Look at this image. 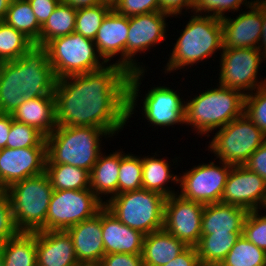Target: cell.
Instances as JSON below:
<instances>
[{
    "label": "cell",
    "mask_w": 266,
    "mask_h": 266,
    "mask_svg": "<svg viewBox=\"0 0 266 266\" xmlns=\"http://www.w3.org/2000/svg\"><path fill=\"white\" fill-rule=\"evenodd\" d=\"M236 18H221L223 48L259 49L263 28V1L253 3Z\"/></svg>",
    "instance_id": "obj_17"
},
{
    "label": "cell",
    "mask_w": 266,
    "mask_h": 266,
    "mask_svg": "<svg viewBox=\"0 0 266 266\" xmlns=\"http://www.w3.org/2000/svg\"><path fill=\"white\" fill-rule=\"evenodd\" d=\"M12 121L11 114L0 113V149L6 148Z\"/></svg>",
    "instance_id": "obj_48"
},
{
    "label": "cell",
    "mask_w": 266,
    "mask_h": 266,
    "mask_svg": "<svg viewBox=\"0 0 266 266\" xmlns=\"http://www.w3.org/2000/svg\"><path fill=\"white\" fill-rule=\"evenodd\" d=\"M143 99L142 112L152 125L165 128L185 123V101L170 87H153Z\"/></svg>",
    "instance_id": "obj_18"
},
{
    "label": "cell",
    "mask_w": 266,
    "mask_h": 266,
    "mask_svg": "<svg viewBox=\"0 0 266 266\" xmlns=\"http://www.w3.org/2000/svg\"><path fill=\"white\" fill-rule=\"evenodd\" d=\"M102 4L111 6L112 8L118 2V0H100Z\"/></svg>",
    "instance_id": "obj_52"
},
{
    "label": "cell",
    "mask_w": 266,
    "mask_h": 266,
    "mask_svg": "<svg viewBox=\"0 0 266 266\" xmlns=\"http://www.w3.org/2000/svg\"><path fill=\"white\" fill-rule=\"evenodd\" d=\"M203 211V204L186 200L179 192L171 195L165 201L163 229L187 246H196L201 237Z\"/></svg>",
    "instance_id": "obj_14"
},
{
    "label": "cell",
    "mask_w": 266,
    "mask_h": 266,
    "mask_svg": "<svg viewBox=\"0 0 266 266\" xmlns=\"http://www.w3.org/2000/svg\"><path fill=\"white\" fill-rule=\"evenodd\" d=\"M44 47L57 80L93 72L107 64L98 54L94 41L75 31L52 39Z\"/></svg>",
    "instance_id": "obj_8"
},
{
    "label": "cell",
    "mask_w": 266,
    "mask_h": 266,
    "mask_svg": "<svg viewBox=\"0 0 266 266\" xmlns=\"http://www.w3.org/2000/svg\"><path fill=\"white\" fill-rule=\"evenodd\" d=\"M76 13V8L60 1L48 20L41 26L39 46H45L54 38L73 33L75 31Z\"/></svg>",
    "instance_id": "obj_30"
},
{
    "label": "cell",
    "mask_w": 266,
    "mask_h": 266,
    "mask_svg": "<svg viewBox=\"0 0 266 266\" xmlns=\"http://www.w3.org/2000/svg\"><path fill=\"white\" fill-rule=\"evenodd\" d=\"M112 9L126 17L161 11L158 0H118Z\"/></svg>",
    "instance_id": "obj_42"
},
{
    "label": "cell",
    "mask_w": 266,
    "mask_h": 266,
    "mask_svg": "<svg viewBox=\"0 0 266 266\" xmlns=\"http://www.w3.org/2000/svg\"><path fill=\"white\" fill-rule=\"evenodd\" d=\"M219 266H266V251L241 235Z\"/></svg>",
    "instance_id": "obj_33"
},
{
    "label": "cell",
    "mask_w": 266,
    "mask_h": 266,
    "mask_svg": "<svg viewBox=\"0 0 266 266\" xmlns=\"http://www.w3.org/2000/svg\"><path fill=\"white\" fill-rule=\"evenodd\" d=\"M4 22L39 45L41 25L28 0H11Z\"/></svg>",
    "instance_id": "obj_32"
},
{
    "label": "cell",
    "mask_w": 266,
    "mask_h": 266,
    "mask_svg": "<svg viewBox=\"0 0 266 266\" xmlns=\"http://www.w3.org/2000/svg\"><path fill=\"white\" fill-rule=\"evenodd\" d=\"M188 246L164 229L145 235L143 266H162L176 258Z\"/></svg>",
    "instance_id": "obj_25"
},
{
    "label": "cell",
    "mask_w": 266,
    "mask_h": 266,
    "mask_svg": "<svg viewBox=\"0 0 266 266\" xmlns=\"http://www.w3.org/2000/svg\"><path fill=\"white\" fill-rule=\"evenodd\" d=\"M166 197L145 189L117 194L105 207L124 225L144 235L163 229Z\"/></svg>",
    "instance_id": "obj_7"
},
{
    "label": "cell",
    "mask_w": 266,
    "mask_h": 266,
    "mask_svg": "<svg viewBox=\"0 0 266 266\" xmlns=\"http://www.w3.org/2000/svg\"><path fill=\"white\" fill-rule=\"evenodd\" d=\"M97 266H143L142 254H105Z\"/></svg>",
    "instance_id": "obj_43"
},
{
    "label": "cell",
    "mask_w": 266,
    "mask_h": 266,
    "mask_svg": "<svg viewBox=\"0 0 266 266\" xmlns=\"http://www.w3.org/2000/svg\"><path fill=\"white\" fill-rule=\"evenodd\" d=\"M104 206L90 188L54 190L46 216V231H66L94 217Z\"/></svg>",
    "instance_id": "obj_10"
},
{
    "label": "cell",
    "mask_w": 266,
    "mask_h": 266,
    "mask_svg": "<svg viewBox=\"0 0 266 266\" xmlns=\"http://www.w3.org/2000/svg\"><path fill=\"white\" fill-rule=\"evenodd\" d=\"M244 108L242 92L218 84L185 102V124L194 127L200 136L205 135L242 116Z\"/></svg>",
    "instance_id": "obj_4"
},
{
    "label": "cell",
    "mask_w": 266,
    "mask_h": 266,
    "mask_svg": "<svg viewBox=\"0 0 266 266\" xmlns=\"http://www.w3.org/2000/svg\"><path fill=\"white\" fill-rule=\"evenodd\" d=\"M47 147L3 148L0 150V189L45 173Z\"/></svg>",
    "instance_id": "obj_16"
},
{
    "label": "cell",
    "mask_w": 266,
    "mask_h": 266,
    "mask_svg": "<svg viewBox=\"0 0 266 266\" xmlns=\"http://www.w3.org/2000/svg\"><path fill=\"white\" fill-rule=\"evenodd\" d=\"M129 30V17L119 15L113 9L104 18L94 39L98 54L108 64L110 59L120 53L115 64L126 70V44Z\"/></svg>",
    "instance_id": "obj_20"
},
{
    "label": "cell",
    "mask_w": 266,
    "mask_h": 266,
    "mask_svg": "<svg viewBox=\"0 0 266 266\" xmlns=\"http://www.w3.org/2000/svg\"><path fill=\"white\" fill-rule=\"evenodd\" d=\"M56 82L47 49L34 44L20 58L0 63V113L12 114L26 99L54 96Z\"/></svg>",
    "instance_id": "obj_2"
},
{
    "label": "cell",
    "mask_w": 266,
    "mask_h": 266,
    "mask_svg": "<svg viewBox=\"0 0 266 266\" xmlns=\"http://www.w3.org/2000/svg\"><path fill=\"white\" fill-rule=\"evenodd\" d=\"M10 2L11 0H0V21L1 22H3L6 17Z\"/></svg>",
    "instance_id": "obj_51"
},
{
    "label": "cell",
    "mask_w": 266,
    "mask_h": 266,
    "mask_svg": "<svg viewBox=\"0 0 266 266\" xmlns=\"http://www.w3.org/2000/svg\"><path fill=\"white\" fill-rule=\"evenodd\" d=\"M259 211H248L243 223V235L258 248L266 251V215H259Z\"/></svg>",
    "instance_id": "obj_40"
},
{
    "label": "cell",
    "mask_w": 266,
    "mask_h": 266,
    "mask_svg": "<svg viewBox=\"0 0 266 266\" xmlns=\"http://www.w3.org/2000/svg\"><path fill=\"white\" fill-rule=\"evenodd\" d=\"M142 189L155 191L163 196L170 197L171 195L177 194L174 190H170L167 185L169 180L178 184L179 177L170 172V165L168 161L164 160V158H156L154 157H142ZM166 186V187H165Z\"/></svg>",
    "instance_id": "obj_28"
},
{
    "label": "cell",
    "mask_w": 266,
    "mask_h": 266,
    "mask_svg": "<svg viewBox=\"0 0 266 266\" xmlns=\"http://www.w3.org/2000/svg\"><path fill=\"white\" fill-rule=\"evenodd\" d=\"M158 2L161 12H165L173 17L182 14L184 8L185 11L192 9L191 11L194 12L196 0H158Z\"/></svg>",
    "instance_id": "obj_46"
},
{
    "label": "cell",
    "mask_w": 266,
    "mask_h": 266,
    "mask_svg": "<svg viewBox=\"0 0 266 266\" xmlns=\"http://www.w3.org/2000/svg\"><path fill=\"white\" fill-rule=\"evenodd\" d=\"M0 266H4V259H3V256H2L1 249H0Z\"/></svg>",
    "instance_id": "obj_53"
},
{
    "label": "cell",
    "mask_w": 266,
    "mask_h": 266,
    "mask_svg": "<svg viewBox=\"0 0 266 266\" xmlns=\"http://www.w3.org/2000/svg\"><path fill=\"white\" fill-rule=\"evenodd\" d=\"M144 73H129L111 63L58 79L54 90L57 126H92L111 136L118 134L134 114Z\"/></svg>",
    "instance_id": "obj_1"
},
{
    "label": "cell",
    "mask_w": 266,
    "mask_h": 266,
    "mask_svg": "<svg viewBox=\"0 0 266 266\" xmlns=\"http://www.w3.org/2000/svg\"><path fill=\"white\" fill-rule=\"evenodd\" d=\"M193 14L195 15L191 16L174 44L165 66V73L198 64L223 48L221 19L210 15Z\"/></svg>",
    "instance_id": "obj_5"
},
{
    "label": "cell",
    "mask_w": 266,
    "mask_h": 266,
    "mask_svg": "<svg viewBox=\"0 0 266 266\" xmlns=\"http://www.w3.org/2000/svg\"><path fill=\"white\" fill-rule=\"evenodd\" d=\"M111 10L112 7L106 4L77 9L75 32L94 41L104 18Z\"/></svg>",
    "instance_id": "obj_36"
},
{
    "label": "cell",
    "mask_w": 266,
    "mask_h": 266,
    "mask_svg": "<svg viewBox=\"0 0 266 266\" xmlns=\"http://www.w3.org/2000/svg\"><path fill=\"white\" fill-rule=\"evenodd\" d=\"M221 166L210 164H198L190 171L180 175L178 183L181 187L180 196L186 200L208 205L221 202V197L226 185L232 165L220 161Z\"/></svg>",
    "instance_id": "obj_12"
},
{
    "label": "cell",
    "mask_w": 266,
    "mask_h": 266,
    "mask_svg": "<svg viewBox=\"0 0 266 266\" xmlns=\"http://www.w3.org/2000/svg\"><path fill=\"white\" fill-rule=\"evenodd\" d=\"M265 141L264 133L244 113L219 128L208 148L220 161L237 166L244 165Z\"/></svg>",
    "instance_id": "obj_9"
},
{
    "label": "cell",
    "mask_w": 266,
    "mask_h": 266,
    "mask_svg": "<svg viewBox=\"0 0 266 266\" xmlns=\"http://www.w3.org/2000/svg\"><path fill=\"white\" fill-rule=\"evenodd\" d=\"M47 147L46 137L34 127L13 119L6 148Z\"/></svg>",
    "instance_id": "obj_37"
},
{
    "label": "cell",
    "mask_w": 266,
    "mask_h": 266,
    "mask_svg": "<svg viewBox=\"0 0 266 266\" xmlns=\"http://www.w3.org/2000/svg\"><path fill=\"white\" fill-rule=\"evenodd\" d=\"M11 115L16 121L34 127L47 137L57 126L55 97L26 99Z\"/></svg>",
    "instance_id": "obj_24"
},
{
    "label": "cell",
    "mask_w": 266,
    "mask_h": 266,
    "mask_svg": "<svg viewBox=\"0 0 266 266\" xmlns=\"http://www.w3.org/2000/svg\"><path fill=\"white\" fill-rule=\"evenodd\" d=\"M60 1L61 0H28L41 26L48 20Z\"/></svg>",
    "instance_id": "obj_45"
},
{
    "label": "cell",
    "mask_w": 266,
    "mask_h": 266,
    "mask_svg": "<svg viewBox=\"0 0 266 266\" xmlns=\"http://www.w3.org/2000/svg\"><path fill=\"white\" fill-rule=\"evenodd\" d=\"M5 191L20 232L46 231V216L54 191L46 173L18 181Z\"/></svg>",
    "instance_id": "obj_6"
},
{
    "label": "cell",
    "mask_w": 266,
    "mask_h": 266,
    "mask_svg": "<svg viewBox=\"0 0 266 266\" xmlns=\"http://www.w3.org/2000/svg\"><path fill=\"white\" fill-rule=\"evenodd\" d=\"M259 1H266V0H253L254 3H257Z\"/></svg>",
    "instance_id": "obj_54"
},
{
    "label": "cell",
    "mask_w": 266,
    "mask_h": 266,
    "mask_svg": "<svg viewBox=\"0 0 266 266\" xmlns=\"http://www.w3.org/2000/svg\"><path fill=\"white\" fill-rule=\"evenodd\" d=\"M162 266H201L195 246H188L176 258Z\"/></svg>",
    "instance_id": "obj_47"
},
{
    "label": "cell",
    "mask_w": 266,
    "mask_h": 266,
    "mask_svg": "<svg viewBox=\"0 0 266 266\" xmlns=\"http://www.w3.org/2000/svg\"><path fill=\"white\" fill-rule=\"evenodd\" d=\"M48 175L54 190H83L90 188V172L69 164H46Z\"/></svg>",
    "instance_id": "obj_31"
},
{
    "label": "cell",
    "mask_w": 266,
    "mask_h": 266,
    "mask_svg": "<svg viewBox=\"0 0 266 266\" xmlns=\"http://www.w3.org/2000/svg\"><path fill=\"white\" fill-rule=\"evenodd\" d=\"M100 153L90 172V189L105 204L102 195L110 198L118 194V177L120 167V150L102 155ZM101 194V195H100Z\"/></svg>",
    "instance_id": "obj_26"
},
{
    "label": "cell",
    "mask_w": 266,
    "mask_h": 266,
    "mask_svg": "<svg viewBox=\"0 0 266 266\" xmlns=\"http://www.w3.org/2000/svg\"><path fill=\"white\" fill-rule=\"evenodd\" d=\"M221 203L243 207L247 211L265 208L266 182L244 165L232 166Z\"/></svg>",
    "instance_id": "obj_15"
},
{
    "label": "cell",
    "mask_w": 266,
    "mask_h": 266,
    "mask_svg": "<svg viewBox=\"0 0 266 266\" xmlns=\"http://www.w3.org/2000/svg\"><path fill=\"white\" fill-rule=\"evenodd\" d=\"M254 2L247 1V0H196L194 6V13L202 14L204 12L205 15H210L217 18H223L227 11H240L239 7L244 4L247 9L253 4ZM208 13V14H207Z\"/></svg>",
    "instance_id": "obj_39"
},
{
    "label": "cell",
    "mask_w": 266,
    "mask_h": 266,
    "mask_svg": "<svg viewBox=\"0 0 266 266\" xmlns=\"http://www.w3.org/2000/svg\"><path fill=\"white\" fill-rule=\"evenodd\" d=\"M66 231L73 241L78 262L82 266H97L105 255L101 210L94 217L73 225Z\"/></svg>",
    "instance_id": "obj_19"
},
{
    "label": "cell",
    "mask_w": 266,
    "mask_h": 266,
    "mask_svg": "<svg viewBox=\"0 0 266 266\" xmlns=\"http://www.w3.org/2000/svg\"><path fill=\"white\" fill-rule=\"evenodd\" d=\"M171 15L157 11L129 17V30L126 44V70L145 71V66L134 59L136 53L149 50L164 41L166 36V18ZM150 47V48H149ZM138 64V65H137Z\"/></svg>",
    "instance_id": "obj_13"
},
{
    "label": "cell",
    "mask_w": 266,
    "mask_h": 266,
    "mask_svg": "<svg viewBox=\"0 0 266 266\" xmlns=\"http://www.w3.org/2000/svg\"><path fill=\"white\" fill-rule=\"evenodd\" d=\"M33 45L23 33L4 21L0 23V63L20 58Z\"/></svg>",
    "instance_id": "obj_34"
},
{
    "label": "cell",
    "mask_w": 266,
    "mask_h": 266,
    "mask_svg": "<svg viewBox=\"0 0 266 266\" xmlns=\"http://www.w3.org/2000/svg\"><path fill=\"white\" fill-rule=\"evenodd\" d=\"M17 229L9 197L4 189H0V244L16 236Z\"/></svg>",
    "instance_id": "obj_41"
},
{
    "label": "cell",
    "mask_w": 266,
    "mask_h": 266,
    "mask_svg": "<svg viewBox=\"0 0 266 266\" xmlns=\"http://www.w3.org/2000/svg\"><path fill=\"white\" fill-rule=\"evenodd\" d=\"M243 233L201 234L195 246L201 266H219Z\"/></svg>",
    "instance_id": "obj_29"
},
{
    "label": "cell",
    "mask_w": 266,
    "mask_h": 266,
    "mask_svg": "<svg viewBox=\"0 0 266 266\" xmlns=\"http://www.w3.org/2000/svg\"><path fill=\"white\" fill-rule=\"evenodd\" d=\"M0 249L4 266H37L36 232H19Z\"/></svg>",
    "instance_id": "obj_27"
},
{
    "label": "cell",
    "mask_w": 266,
    "mask_h": 266,
    "mask_svg": "<svg viewBox=\"0 0 266 266\" xmlns=\"http://www.w3.org/2000/svg\"><path fill=\"white\" fill-rule=\"evenodd\" d=\"M220 56V85L239 90L244 95L266 85V78L261 82L257 79L258 68L266 60L259 49L222 48Z\"/></svg>",
    "instance_id": "obj_11"
},
{
    "label": "cell",
    "mask_w": 266,
    "mask_h": 266,
    "mask_svg": "<svg viewBox=\"0 0 266 266\" xmlns=\"http://www.w3.org/2000/svg\"><path fill=\"white\" fill-rule=\"evenodd\" d=\"M244 166L266 182V141L249 157Z\"/></svg>",
    "instance_id": "obj_44"
},
{
    "label": "cell",
    "mask_w": 266,
    "mask_h": 266,
    "mask_svg": "<svg viewBox=\"0 0 266 266\" xmlns=\"http://www.w3.org/2000/svg\"><path fill=\"white\" fill-rule=\"evenodd\" d=\"M101 227L105 254H142L145 235L124 225L105 206L101 209Z\"/></svg>",
    "instance_id": "obj_21"
},
{
    "label": "cell",
    "mask_w": 266,
    "mask_h": 266,
    "mask_svg": "<svg viewBox=\"0 0 266 266\" xmlns=\"http://www.w3.org/2000/svg\"><path fill=\"white\" fill-rule=\"evenodd\" d=\"M259 50L266 56V1H263V28Z\"/></svg>",
    "instance_id": "obj_50"
},
{
    "label": "cell",
    "mask_w": 266,
    "mask_h": 266,
    "mask_svg": "<svg viewBox=\"0 0 266 266\" xmlns=\"http://www.w3.org/2000/svg\"><path fill=\"white\" fill-rule=\"evenodd\" d=\"M255 91L245 95L244 113L266 136V85Z\"/></svg>",
    "instance_id": "obj_38"
},
{
    "label": "cell",
    "mask_w": 266,
    "mask_h": 266,
    "mask_svg": "<svg viewBox=\"0 0 266 266\" xmlns=\"http://www.w3.org/2000/svg\"><path fill=\"white\" fill-rule=\"evenodd\" d=\"M38 266H82L67 231H36Z\"/></svg>",
    "instance_id": "obj_22"
},
{
    "label": "cell",
    "mask_w": 266,
    "mask_h": 266,
    "mask_svg": "<svg viewBox=\"0 0 266 266\" xmlns=\"http://www.w3.org/2000/svg\"><path fill=\"white\" fill-rule=\"evenodd\" d=\"M120 151L118 194L142 189L141 158Z\"/></svg>",
    "instance_id": "obj_35"
},
{
    "label": "cell",
    "mask_w": 266,
    "mask_h": 266,
    "mask_svg": "<svg viewBox=\"0 0 266 266\" xmlns=\"http://www.w3.org/2000/svg\"><path fill=\"white\" fill-rule=\"evenodd\" d=\"M61 1L71 5L76 9L102 4L100 0H61Z\"/></svg>",
    "instance_id": "obj_49"
},
{
    "label": "cell",
    "mask_w": 266,
    "mask_h": 266,
    "mask_svg": "<svg viewBox=\"0 0 266 266\" xmlns=\"http://www.w3.org/2000/svg\"><path fill=\"white\" fill-rule=\"evenodd\" d=\"M112 137L92 126H56L46 137V164H69L91 172L101 153V138Z\"/></svg>",
    "instance_id": "obj_3"
},
{
    "label": "cell",
    "mask_w": 266,
    "mask_h": 266,
    "mask_svg": "<svg viewBox=\"0 0 266 266\" xmlns=\"http://www.w3.org/2000/svg\"><path fill=\"white\" fill-rule=\"evenodd\" d=\"M247 213L243 207L221 202L204 205L201 234L243 233Z\"/></svg>",
    "instance_id": "obj_23"
}]
</instances>
